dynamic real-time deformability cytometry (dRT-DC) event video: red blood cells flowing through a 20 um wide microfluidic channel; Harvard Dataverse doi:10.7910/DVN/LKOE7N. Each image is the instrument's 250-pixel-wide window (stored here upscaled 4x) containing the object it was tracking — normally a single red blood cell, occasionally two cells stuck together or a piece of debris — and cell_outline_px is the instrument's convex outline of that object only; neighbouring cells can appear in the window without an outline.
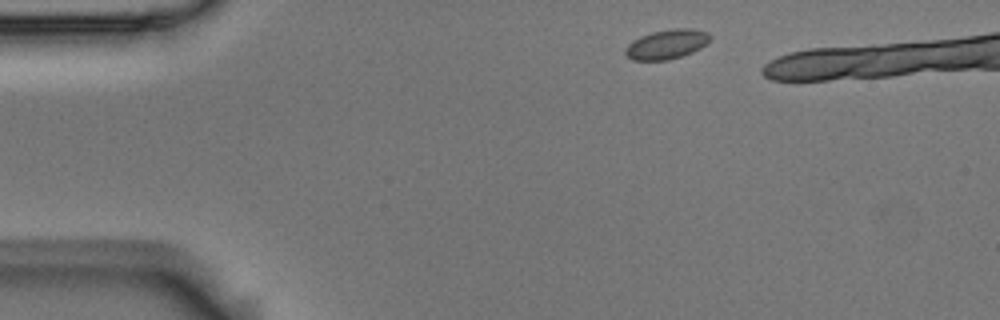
{"species": "Egyptian fruit bat (a non-hibernating species)", "species_latin": "Rousettus aegyptiacus", "temperature_condition": "room temperature", "stored_images_in_passage": 4, "camera_frame_rate_fps": 3000, "um_per_image_px": 0.085, "animal": {"sex": "male"}, "frame": {"image": 1, "passage_image": 1, "time_ms": 0.0, "image_size_px": [1000, 320], "cell_outline_px": [[712, 36], [700, 48], [692, 52], [668, 60], [632, 60], [624, 52], [624, 48], [632, 40], [640, 36], [652, 32], [672, 28], [692, 28], [708, 32]], "centroid_in_image_um": [56.65, 3.75], "position_along_channel_um": 28.4, "area_um2": 14.57}}